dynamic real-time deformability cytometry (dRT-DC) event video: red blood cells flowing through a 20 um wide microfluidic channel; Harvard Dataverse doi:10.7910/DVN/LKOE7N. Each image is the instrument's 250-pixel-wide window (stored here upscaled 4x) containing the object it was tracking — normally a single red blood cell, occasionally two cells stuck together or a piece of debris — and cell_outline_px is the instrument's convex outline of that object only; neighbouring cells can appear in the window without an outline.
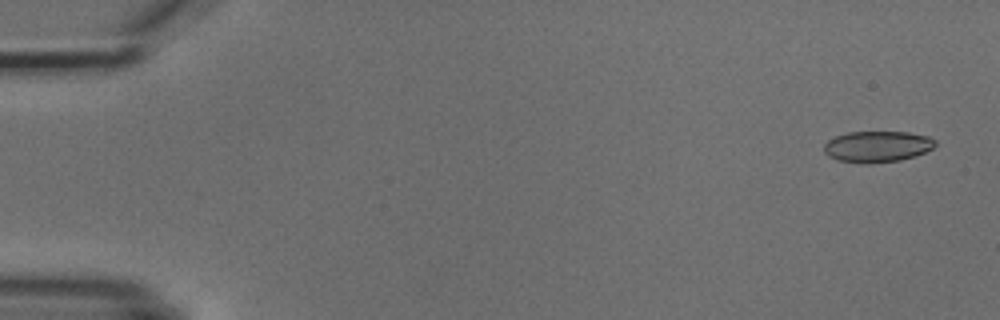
{"species": "common noctule bat (a hibernating species)", "species_latin": "Nyctalus noctula", "temperature_condition": "cold", "stored_images_in_passage": 5, "camera_frame_rate_fps": 3000, "um_per_image_px": 0.085, "animal": {"sex": "male", "body_mass_g": 18.8}, "frame": {"image": 1, "passage_image": 1, "time_ms": 0.0, "image_size_px": [1000, 320], "cell_outline_px": [[936, 144], [932, 148], [916, 156], [900, 160], [868, 164], [864, 164], [836, 160], [828, 156], [824, 152], [824, 144], [828, 140], [836, 136], [848, 132], [908, 132], [928, 136], [936, 140]], "centroid_in_image_um": [74.55, 12.46], "position_along_channel_um": 10.4, "area_um2": 20.35}}
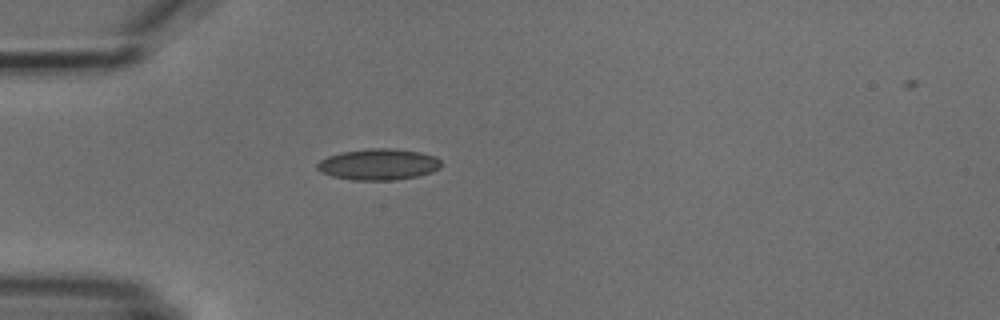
{"frame": {"image": 2, "passage_image": 5, "time_ms": 4.333, "image_size_px": [1000, 320], "cell_outline_px": [[440, 168], [432, 172], [416, 176], [396, 180], [352, 180], [332, 176], [320, 172], [316, 168], [316, 164], [320, 160], [328, 156], [340, 152], [368, 148], [392, 148], [420, 152], [436, 156], [440, 160]], "centroid_in_image_um": [32.15, 13.97], "position_along_channel_um": 52.8, "area_um2": 22.72}}